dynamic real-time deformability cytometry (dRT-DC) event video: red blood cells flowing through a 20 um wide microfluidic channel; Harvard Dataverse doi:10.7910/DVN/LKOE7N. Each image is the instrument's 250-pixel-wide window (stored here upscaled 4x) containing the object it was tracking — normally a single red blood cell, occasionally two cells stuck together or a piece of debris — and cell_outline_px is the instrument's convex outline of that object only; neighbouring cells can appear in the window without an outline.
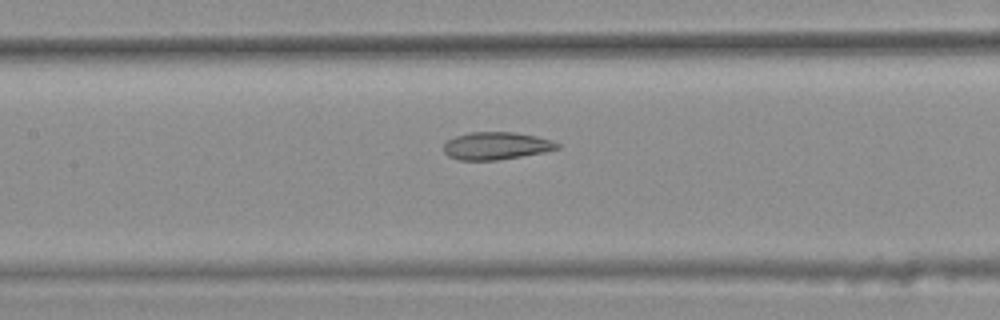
{"species": "common noctule bat (a hibernating species)", "species_latin": "Nyctalus noctula", "temperature_condition": "warm", "stored_images_in_passage": 6, "camera_frame_rate_fps": 3000, "um_per_image_px": 0.085, "animal": {"sex": "female", "body_mass_g": 25.1}, "frame": {"image": 1, "passage_image": 6, "time_ms": 1.667, "image_size_px": [1000, 320], "cell_outline_px": [[560, 148], [544, 152], [496, 160], [460, 160], [448, 156], [444, 152], [444, 144], [448, 140], [456, 136], [468, 132], [512, 132], [536, 136], [552, 140], [560, 144]], "centroid_in_image_um": [42.18, 12.39], "position_along_channel_um": 165.2, "area_um2": 18.15}}